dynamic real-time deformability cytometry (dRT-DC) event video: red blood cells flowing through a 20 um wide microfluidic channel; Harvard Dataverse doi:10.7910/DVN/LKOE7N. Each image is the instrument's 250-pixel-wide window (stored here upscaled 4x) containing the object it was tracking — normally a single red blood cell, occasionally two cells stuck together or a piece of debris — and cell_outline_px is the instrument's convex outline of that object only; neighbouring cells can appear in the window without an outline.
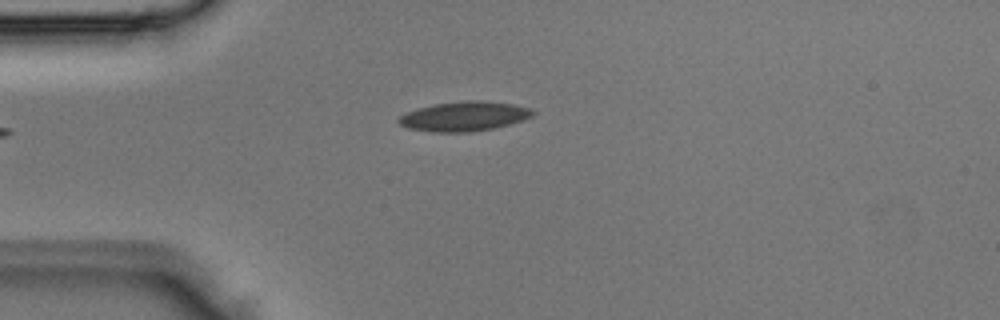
{"species": "Egyptian fruit bat (a non-hibernating species)", "species_latin": "Rousettus aegyptiacus", "temperature_condition": "room temperature", "stored_images_in_passage": 2, "camera_frame_rate_fps": 3000, "um_per_image_px": 0.085, "animal": {"sex": "male"}, "frame": {"image": 1, "passage_image": 2, "time_ms": 0.333, "image_size_px": [1000, 320], "cell_outline_px": [[536, 112], [532, 116], [524, 120], [492, 128], [468, 132], [432, 132], [408, 128], [400, 124], [396, 120], [400, 116], [408, 112], [420, 108], [436, 104], [512, 104], [532, 108]], "centroid_in_image_um": [39.43, 9.95], "position_along_channel_um": 45.6, "area_um2": 21.62}}